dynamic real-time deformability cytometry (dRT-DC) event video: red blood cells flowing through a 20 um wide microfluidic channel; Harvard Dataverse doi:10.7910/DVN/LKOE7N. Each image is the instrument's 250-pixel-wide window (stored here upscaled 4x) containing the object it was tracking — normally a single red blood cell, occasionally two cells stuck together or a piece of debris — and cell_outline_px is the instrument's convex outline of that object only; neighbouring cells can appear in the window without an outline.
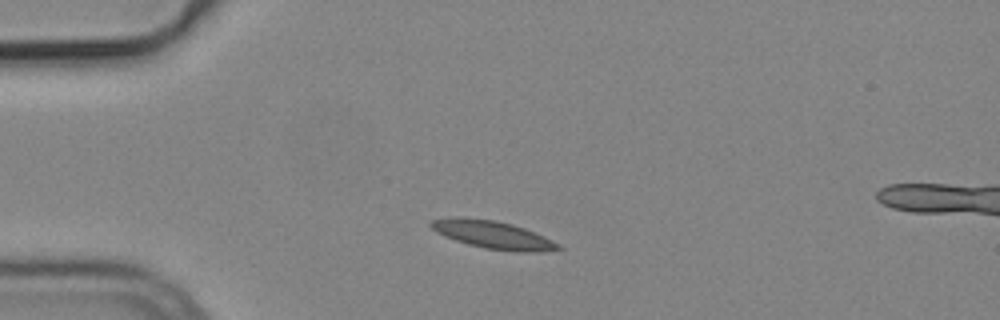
{"species": "common noctule bat (a hibernating species)", "species_latin": "Nyctalus noctula", "temperature_condition": "cold", "stored_images_in_passage": 2, "camera_frame_rate_fps": 3000, "um_per_image_px": 0.085, "animal": {"sex": "male", "body_mass_g": 19.2, "forearm_length_mm": 51.8}, "frame": {"image": 1, "passage_image": 1, "time_ms": 0.0, "image_size_px": [1000, 320], "cell_outline_px": [[564, 248], [536, 252], [516, 252], [484, 248], [468, 244], [456, 240], [436, 232], [428, 224], [432, 220], [492, 220], [512, 224], [524, 228], [544, 236], [560, 244]], "centroid_in_image_um": [42.03, 20.02], "position_along_channel_um": 43.0, "area_um2": 19.65}}